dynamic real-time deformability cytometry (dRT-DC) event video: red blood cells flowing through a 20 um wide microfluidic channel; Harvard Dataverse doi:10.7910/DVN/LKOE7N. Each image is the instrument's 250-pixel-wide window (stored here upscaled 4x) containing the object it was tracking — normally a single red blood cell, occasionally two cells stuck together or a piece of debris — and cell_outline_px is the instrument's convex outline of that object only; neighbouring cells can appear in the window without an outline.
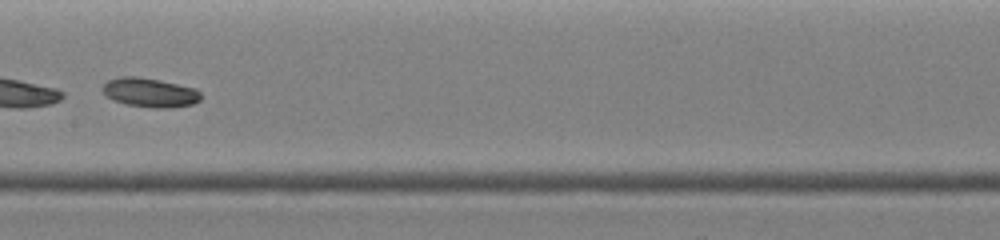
{"species": "common noctule bat (a hibernating species)", "species_latin": "Nyctalus noctula", "temperature_condition": "warm", "stored_images_in_passage": 8, "camera_frame_rate_fps": 3000, "um_per_image_px": 0.085, "animal": {"sex": "female", "body_mass_g": 19.0, "forearm_length_mm": 51.5}, "frame": {"image": 1, "passage_image": 7, "time_ms": 3.333, "image_size_px": [1000, 240], "cell_outline_px": [[200, 100], [192, 104], [172, 108], [152, 108], [128, 104], [112, 100], [104, 96], [100, 88], [108, 80], [120, 76], [136, 76], [160, 80], [196, 88], [200, 92]], "centroid_in_image_um": [12.7, 7.86], "position_along_channel_um": 194.7, "area_um2": 16.94}}